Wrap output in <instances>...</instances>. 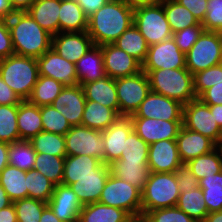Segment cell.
Segmentation results:
<instances>
[{"label": "cell", "mask_w": 222, "mask_h": 222, "mask_svg": "<svg viewBox=\"0 0 222 222\" xmlns=\"http://www.w3.org/2000/svg\"><path fill=\"white\" fill-rule=\"evenodd\" d=\"M134 24V7L126 0H110L88 18L87 33L94 45L114 43Z\"/></svg>", "instance_id": "6da1fadb"}, {"label": "cell", "mask_w": 222, "mask_h": 222, "mask_svg": "<svg viewBox=\"0 0 222 222\" xmlns=\"http://www.w3.org/2000/svg\"><path fill=\"white\" fill-rule=\"evenodd\" d=\"M14 52L38 58L51 48L52 35L41 28L27 12H16L7 20Z\"/></svg>", "instance_id": "7a4b0ae2"}, {"label": "cell", "mask_w": 222, "mask_h": 222, "mask_svg": "<svg viewBox=\"0 0 222 222\" xmlns=\"http://www.w3.org/2000/svg\"><path fill=\"white\" fill-rule=\"evenodd\" d=\"M142 71L147 74L150 89L154 93L177 100L183 105L197 98L193 88V75L187 68Z\"/></svg>", "instance_id": "3957f363"}, {"label": "cell", "mask_w": 222, "mask_h": 222, "mask_svg": "<svg viewBox=\"0 0 222 222\" xmlns=\"http://www.w3.org/2000/svg\"><path fill=\"white\" fill-rule=\"evenodd\" d=\"M0 75L21 100H27L39 76L37 58L13 54L1 59Z\"/></svg>", "instance_id": "277c9868"}, {"label": "cell", "mask_w": 222, "mask_h": 222, "mask_svg": "<svg viewBox=\"0 0 222 222\" xmlns=\"http://www.w3.org/2000/svg\"><path fill=\"white\" fill-rule=\"evenodd\" d=\"M181 194L174 172H150L141 192L142 217L155 209L175 207Z\"/></svg>", "instance_id": "5b68a950"}, {"label": "cell", "mask_w": 222, "mask_h": 222, "mask_svg": "<svg viewBox=\"0 0 222 222\" xmlns=\"http://www.w3.org/2000/svg\"><path fill=\"white\" fill-rule=\"evenodd\" d=\"M99 202L128 212L137 222L142 218L141 191L110 173Z\"/></svg>", "instance_id": "8992f818"}, {"label": "cell", "mask_w": 222, "mask_h": 222, "mask_svg": "<svg viewBox=\"0 0 222 222\" xmlns=\"http://www.w3.org/2000/svg\"><path fill=\"white\" fill-rule=\"evenodd\" d=\"M134 25L139 29L149 46L168 40L173 35L162 4L135 6Z\"/></svg>", "instance_id": "52a82bcc"}, {"label": "cell", "mask_w": 222, "mask_h": 222, "mask_svg": "<svg viewBox=\"0 0 222 222\" xmlns=\"http://www.w3.org/2000/svg\"><path fill=\"white\" fill-rule=\"evenodd\" d=\"M186 68L193 75L222 63L220 32L203 31L185 54Z\"/></svg>", "instance_id": "ba28073f"}, {"label": "cell", "mask_w": 222, "mask_h": 222, "mask_svg": "<svg viewBox=\"0 0 222 222\" xmlns=\"http://www.w3.org/2000/svg\"><path fill=\"white\" fill-rule=\"evenodd\" d=\"M115 85L119 102V116L133 115L151 91L149 78L144 71L132 76L117 78Z\"/></svg>", "instance_id": "9c48e42d"}, {"label": "cell", "mask_w": 222, "mask_h": 222, "mask_svg": "<svg viewBox=\"0 0 222 222\" xmlns=\"http://www.w3.org/2000/svg\"><path fill=\"white\" fill-rule=\"evenodd\" d=\"M64 138L66 156L88 155L104 163L105 142L102 131L76 125L71 127Z\"/></svg>", "instance_id": "30bf717a"}, {"label": "cell", "mask_w": 222, "mask_h": 222, "mask_svg": "<svg viewBox=\"0 0 222 222\" xmlns=\"http://www.w3.org/2000/svg\"><path fill=\"white\" fill-rule=\"evenodd\" d=\"M182 125L210 138L216 144L222 139V129L215 121L209 105L203 103L199 98L183 105Z\"/></svg>", "instance_id": "8fae6325"}, {"label": "cell", "mask_w": 222, "mask_h": 222, "mask_svg": "<svg viewBox=\"0 0 222 222\" xmlns=\"http://www.w3.org/2000/svg\"><path fill=\"white\" fill-rule=\"evenodd\" d=\"M183 104L150 91L138 109L130 117L162 119L165 121H182Z\"/></svg>", "instance_id": "7c38bea8"}, {"label": "cell", "mask_w": 222, "mask_h": 222, "mask_svg": "<svg viewBox=\"0 0 222 222\" xmlns=\"http://www.w3.org/2000/svg\"><path fill=\"white\" fill-rule=\"evenodd\" d=\"M186 68L185 54L173 38L150 45L142 70Z\"/></svg>", "instance_id": "4fadbf2b"}, {"label": "cell", "mask_w": 222, "mask_h": 222, "mask_svg": "<svg viewBox=\"0 0 222 222\" xmlns=\"http://www.w3.org/2000/svg\"><path fill=\"white\" fill-rule=\"evenodd\" d=\"M133 130L148 145L160 140H176L182 121H165L162 119L130 117Z\"/></svg>", "instance_id": "5bb4252c"}, {"label": "cell", "mask_w": 222, "mask_h": 222, "mask_svg": "<svg viewBox=\"0 0 222 222\" xmlns=\"http://www.w3.org/2000/svg\"><path fill=\"white\" fill-rule=\"evenodd\" d=\"M105 74L113 79L128 77L142 71V64L113 43L100 45Z\"/></svg>", "instance_id": "9a60e30c"}, {"label": "cell", "mask_w": 222, "mask_h": 222, "mask_svg": "<svg viewBox=\"0 0 222 222\" xmlns=\"http://www.w3.org/2000/svg\"><path fill=\"white\" fill-rule=\"evenodd\" d=\"M39 75L51 77L64 86L78 84L75 64L60 56L50 48L37 58Z\"/></svg>", "instance_id": "2e32d148"}, {"label": "cell", "mask_w": 222, "mask_h": 222, "mask_svg": "<svg viewBox=\"0 0 222 222\" xmlns=\"http://www.w3.org/2000/svg\"><path fill=\"white\" fill-rule=\"evenodd\" d=\"M93 46L94 43L87 31L60 32L52 36L51 48L74 64Z\"/></svg>", "instance_id": "e0dca14e"}, {"label": "cell", "mask_w": 222, "mask_h": 222, "mask_svg": "<svg viewBox=\"0 0 222 222\" xmlns=\"http://www.w3.org/2000/svg\"><path fill=\"white\" fill-rule=\"evenodd\" d=\"M85 93L80 84L65 86L51 104L70 123L71 126L81 125L85 109Z\"/></svg>", "instance_id": "ac0fdd59"}, {"label": "cell", "mask_w": 222, "mask_h": 222, "mask_svg": "<svg viewBox=\"0 0 222 222\" xmlns=\"http://www.w3.org/2000/svg\"><path fill=\"white\" fill-rule=\"evenodd\" d=\"M133 131L130 116H119L106 130L102 131L105 142L104 163L111 164L120 159L125 140Z\"/></svg>", "instance_id": "d6986e66"}, {"label": "cell", "mask_w": 222, "mask_h": 222, "mask_svg": "<svg viewBox=\"0 0 222 222\" xmlns=\"http://www.w3.org/2000/svg\"><path fill=\"white\" fill-rule=\"evenodd\" d=\"M181 164L176 140H160L149 145L148 168L150 172H175Z\"/></svg>", "instance_id": "ffe728a7"}, {"label": "cell", "mask_w": 222, "mask_h": 222, "mask_svg": "<svg viewBox=\"0 0 222 222\" xmlns=\"http://www.w3.org/2000/svg\"><path fill=\"white\" fill-rule=\"evenodd\" d=\"M47 205L55 216L63 222H78L83 207L72 188L63 184L55 185Z\"/></svg>", "instance_id": "44dd1931"}, {"label": "cell", "mask_w": 222, "mask_h": 222, "mask_svg": "<svg viewBox=\"0 0 222 222\" xmlns=\"http://www.w3.org/2000/svg\"><path fill=\"white\" fill-rule=\"evenodd\" d=\"M110 175V166L103 163L95 168V175H85L70 187L76 193L82 205L99 202L102 190Z\"/></svg>", "instance_id": "7402d4cb"}, {"label": "cell", "mask_w": 222, "mask_h": 222, "mask_svg": "<svg viewBox=\"0 0 222 222\" xmlns=\"http://www.w3.org/2000/svg\"><path fill=\"white\" fill-rule=\"evenodd\" d=\"M176 142L182 163H188L190 160L216 149V143L213 140L183 126L176 137Z\"/></svg>", "instance_id": "603a6c76"}, {"label": "cell", "mask_w": 222, "mask_h": 222, "mask_svg": "<svg viewBox=\"0 0 222 222\" xmlns=\"http://www.w3.org/2000/svg\"><path fill=\"white\" fill-rule=\"evenodd\" d=\"M61 0H34L27 12L36 23L52 36L59 33Z\"/></svg>", "instance_id": "cb8c5ba5"}, {"label": "cell", "mask_w": 222, "mask_h": 222, "mask_svg": "<svg viewBox=\"0 0 222 222\" xmlns=\"http://www.w3.org/2000/svg\"><path fill=\"white\" fill-rule=\"evenodd\" d=\"M86 100L98 102L112 108L119 115V102L115 79L108 75L93 82L82 85Z\"/></svg>", "instance_id": "d4e9b609"}, {"label": "cell", "mask_w": 222, "mask_h": 222, "mask_svg": "<svg viewBox=\"0 0 222 222\" xmlns=\"http://www.w3.org/2000/svg\"><path fill=\"white\" fill-rule=\"evenodd\" d=\"M78 84L93 82L106 76L101 47L94 45L75 63Z\"/></svg>", "instance_id": "484cf974"}, {"label": "cell", "mask_w": 222, "mask_h": 222, "mask_svg": "<svg viewBox=\"0 0 222 222\" xmlns=\"http://www.w3.org/2000/svg\"><path fill=\"white\" fill-rule=\"evenodd\" d=\"M110 166V173L121 180H125L141 192L149 178L150 169L148 162H133L127 160H115Z\"/></svg>", "instance_id": "4316f807"}, {"label": "cell", "mask_w": 222, "mask_h": 222, "mask_svg": "<svg viewBox=\"0 0 222 222\" xmlns=\"http://www.w3.org/2000/svg\"><path fill=\"white\" fill-rule=\"evenodd\" d=\"M78 222H137L128 212L100 202L83 205Z\"/></svg>", "instance_id": "83f0119b"}, {"label": "cell", "mask_w": 222, "mask_h": 222, "mask_svg": "<svg viewBox=\"0 0 222 222\" xmlns=\"http://www.w3.org/2000/svg\"><path fill=\"white\" fill-rule=\"evenodd\" d=\"M17 125L20 140H31L43 131L40 107L22 100L18 105Z\"/></svg>", "instance_id": "f1b7e54d"}, {"label": "cell", "mask_w": 222, "mask_h": 222, "mask_svg": "<svg viewBox=\"0 0 222 222\" xmlns=\"http://www.w3.org/2000/svg\"><path fill=\"white\" fill-rule=\"evenodd\" d=\"M102 164L100 159L88 155L66 156L62 184L70 186L82 176L95 175V168Z\"/></svg>", "instance_id": "f546056e"}, {"label": "cell", "mask_w": 222, "mask_h": 222, "mask_svg": "<svg viewBox=\"0 0 222 222\" xmlns=\"http://www.w3.org/2000/svg\"><path fill=\"white\" fill-rule=\"evenodd\" d=\"M88 29V17L76 0H61L59 13L60 32H83Z\"/></svg>", "instance_id": "4dcf8cb0"}, {"label": "cell", "mask_w": 222, "mask_h": 222, "mask_svg": "<svg viewBox=\"0 0 222 222\" xmlns=\"http://www.w3.org/2000/svg\"><path fill=\"white\" fill-rule=\"evenodd\" d=\"M119 115L98 102L86 100L81 125L99 131L106 130Z\"/></svg>", "instance_id": "1f68e13d"}, {"label": "cell", "mask_w": 222, "mask_h": 222, "mask_svg": "<svg viewBox=\"0 0 222 222\" xmlns=\"http://www.w3.org/2000/svg\"><path fill=\"white\" fill-rule=\"evenodd\" d=\"M26 171L8 164L0 172V184L12 202L27 198Z\"/></svg>", "instance_id": "d6a6232c"}, {"label": "cell", "mask_w": 222, "mask_h": 222, "mask_svg": "<svg viewBox=\"0 0 222 222\" xmlns=\"http://www.w3.org/2000/svg\"><path fill=\"white\" fill-rule=\"evenodd\" d=\"M115 46L133 56L141 64L147 56L149 45L139 29L133 24L114 43Z\"/></svg>", "instance_id": "836d02e7"}, {"label": "cell", "mask_w": 222, "mask_h": 222, "mask_svg": "<svg viewBox=\"0 0 222 222\" xmlns=\"http://www.w3.org/2000/svg\"><path fill=\"white\" fill-rule=\"evenodd\" d=\"M161 4L173 33L190 26L202 25L187 8L176 0H164Z\"/></svg>", "instance_id": "e575fe53"}, {"label": "cell", "mask_w": 222, "mask_h": 222, "mask_svg": "<svg viewBox=\"0 0 222 222\" xmlns=\"http://www.w3.org/2000/svg\"><path fill=\"white\" fill-rule=\"evenodd\" d=\"M176 207L184 211L190 218L196 222H204L209 214L206 208L203 191L200 187L190 192H181Z\"/></svg>", "instance_id": "d590c367"}, {"label": "cell", "mask_w": 222, "mask_h": 222, "mask_svg": "<svg viewBox=\"0 0 222 222\" xmlns=\"http://www.w3.org/2000/svg\"><path fill=\"white\" fill-rule=\"evenodd\" d=\"M64 87L63 84L51 77L39 75L32 93L27 100L39 107L51 105Z\"/></svg>", "instance_id": "8d00e7d4"}, {"label": "cell", "mask_w": 222, "mask_h": 222, "mask_svg": "<svg viewBox=\"0 0 222 222\" xmlns=\"http://www.w3.org/2000/svg\"><path fill=\"white\" fill-rule=\"evenodd\" d=\"M25 180L27 183V198L49 202L55 188V184L51 180L34 168L26 171Z\"/></svg>", "instance_id": "74e56055"}, {"label": "cell", "mask_w": 222, "mask_h": 222, "mask_svg": "<svg viewBox=\"0 0 222 222\" xmlns=\"http://www.w3.org/2000/svg\"><path fill=\"white\" fill-rule=\"evenodd\" d=\"M208 213L222 211V171L199 180Z\"/></svg>", "instance_id": "f35d334b"}, {"label": "cell", "mask_w": 222, "mask_h": 222, "mask_svg": "<svg viewBox=\"0 0 222 222\" xmlns=\"http://www.w3.org/2000/svg\"><path fill=\"white\" fill-rule=\"evenodd\" d=\"M36 152L30 141L20 140L9 144V164L24 171L34 168Z\"/></svg>", "instance_id": "ab89813d"}, {"label": "cell", "mask_w": 222, "mask_h": 222, "mask_svg": "<svg viewBox=\"0 0 222 222\" xmlns=\"http://www.w3.org/2000/svg\"><path fill=\"white\" fill-rule=\"evenodd\" d=\"M29 141L36 153L66 157L65 138L62 135L42 131Z\"/></svg>", "instance_id": "60d3db41"}, {"label": "cell", "mask_w": 222, "mask_h": 222, "mask_svg": "<svg viewBox=\"0 0 222 222\" xmlns=\"http://www.w3.org/2000/svg\"><path fill=\"white\" fill-rule=\"evenodd\" d=\"M65 157L46 153H36L34 169L51 180L55 185L62 184Z\"/></svg>", "instance_id": "b9f144b4"}, {"label": "cell", "mask_w": 222, "mask_h": 222, "mask_svg": "<svg viewBox=\"0 0 222 222\" xmlns=\"http://www.w3.org/2000/svg\"><path fill=\"white\" fill-rule=\"evenodd\" d=\"M187 165L198 180L222 171V159L217 149L190 160Z\"/></svg>", "instance_id": "7bdbcfd3"}, {"label": "cell", "mask_w": 222, "mask_h": 222, "mask_svg": "<svg viewBox=\"0 0 222 222\" xmlns=\"http://www.w3.org/2000/svg\"><path fill=\"white\" fill-rule=\"evenodd\" d=\"M17 115L18 105H0V142L20 141Z\"/></svg>", "instance_id": "ee69618b"}, {"label": "cell", "mask_w": 222, "mask_h": 222, "mask_svg": "<svg viewBox=\"0 0 222 222\" xmlns=\"http://www.w3.org/2000/svg\"><path fill=\"white\" fill-rule=\"evenodd\" d=\"M43 131L65 136L71 129L68 120L52 105L40 106Z\"/></svg>", "instance_id": "f6af8a7d"}, {"label": "cell", "mask_w": 222, "mask_h": 222, "mask_svg": "<svg viewBox=\"0 0 222 222\" xmlns=\"http://www.w3.org/2000/svg\"><path fill=\"white\" fill-rule=\"evenodd\" d=\"M13 204L17 222H39L43 210L48 206L44 201L29 197L17 200Z\"/></svg>", "instance_id": "bcb514c9"}, {"label": "cell", "mask_w": 222, "mask_h": 222, "mask_svg": "<svg viewBox=\"0 0 222 222\" xmlns=\"http://www.w3.org/2000/svg\"><path fill=\"white\" fill-rule=\"evenodd\" d=\"M149 145L133 130L125 140L124 151L119 160L148 162Z\"/></svg>", "instance_id": "7dc6e473"}, {"label": "cell", "mask_w": 222, "mask_h": 222, "mask_svg": "<svg viewBox=\"0 0 222 222\" xmlns=\"http://www.w3.org/2000/svg\"><path fill=\"white\" fill-rule=\"evenodd\" d=\"M222 82V63L193 74V88L198 98L205 90Z\"/></svg>", "instance_id": "c3c4849f"}, {"label": "cell", "mask_w": 222, "mask_h": 222, "mask_svg": "<svg viewBox=\"0 0 222 222\" xmlns=\"http://www.w3.org/2000/svg\"><path fill=\"white\" fill-rule=\"evenodd\" d=\"M140 222H196L178 207L148 211Z\"/></svg>", "instance_id": "681fc988"}, {"label": "cell", "mask_w": 222, "mask_h": 222, "mask_svg": "<svg viewBox=\"0 0 222 222\" xmlns=\"http://www.w3.org/2000/svg\"><path fill=\"white\" fill-rule=\"evenodd\" d=\"M206 9L204 31L222 32V0H208Z\"/></svg>", "instance_id": "f907efd6"}, {"label": "cell", "mask_w": 222, "mask_h": 222, "mask_svg": "<svg viewBox=\"0 0 222 222\" xmlns=\"http://www.w3.org/2000/svg\"><path fill=\"white\" fill-rule=\"evenodd\" d=\"M204 31L202 25L190 26L184 30L173 33L172 38L179 49L186 54Z\"/></svg>", "instance_id": "816d5d0a"}, {"label": "cell", "mask_w": 222, "mask_h": 222, "mask_svg": "<svg viewBox=\"0 0 222 222\" xmlns=\"http://www.w3.org/2000/svg\"><path fill=\"white\" fill-rule=\"evenodd\" d=\"M174 173L180 192H190L199 187V180L192 173L187 163H182Z\"/></svg>", "instance_id": "f5cc1de1"}, {"label": "cell", "mask_w": 222, "mask_h": 222, "mask_svg": "<svg viewBox=\"0 0 222 222\" xmlns=\"http://www.w3.org/2000/svg\"><path fill=\"white\" fill-rule=\"evenodd\" d=\"M15 54L7 20L0 19V60Z\"/></svg>", "instance_id": "db71d44e"}, {"label": "cell", "mask_w": 222, "mask_h": 222, "mask_svg": "<svg viewBox=\"0 0 222 222\" xmlns=\"http://www.w3.org/2000/svg\"><path fill=\"white\" fill-rule=\"evenodd\" d=\"M187 8L197 20L202 23L207 13L208 0H176Z\"/></svg>", "instance_id": "11a10c76"}, {"label": "cell", "mask_w": 222, "mask_h": 222, "mask_svg": "<svg viewBox=\"0 0 222 222\" xmlns=\"http://www.w3.org/2000/svg\"><path fill=\"white\" fill-rule=\"evenodd\" d=\"M198 98L207 105L222 104V82L205 90Z\"/></svg>", "instance_id": "9f6ffc18"}, {"label": "cell", "mask_w": 222, "mask_h": 222, "mask_svg": "<svg viewBox=\"0 0 222 222\" xmlns=\"http://www.w3.org/2000/svg\"><path fill=\"white\" fill-rule=\"evenodd\" d=\"M20 97L3 81L0 75V105H19Z\"/></svg>", "instance_id": "6f0895ef"}, {"label": "cell", "mask_w": 222, "mask_h": 222, "mask_svg": "<svg viewBox=\"0 0 222 222\" xmlns=\"http://www.w3.org/2000/svg\"><path fill=\"white\" fill-rule=\"evenodd\" d=\"M109 1L110 0H76L88 18Z\"/></svg>", "instance_id": "680465c9"}, {"label": "cell", "mask_w": 222, "mask_h": 222, "mask_svg": "<svg viewBox=\"0 0 222 222\" xmlns=\"http://www.w3.org/2000/svg\"><path fill=\"white\" fill-rule=\"evenodd\" d=\"M0 222H17L13 203L0 210Z\"/></svg>", "instance_id": "91938a15"}, {"label": "cell", "mask_w": 222, "mask_h": 222, "mask_svg": "<svg viewBox=\"0 0 222 222\" xmlns=\"http://www.w3.org/2000/svg\"><path fill=\"white\" fill-rule=\"evenodd\" d=\"M15 13L11 0H0V19L8 20Z\"/></svg>", "instance_id": "94428289"}, {"label": "cell", "mask_w": 222, "mask_h": 222, "mask_svg": "<svg viewBox=\"0 0 222 222\" xmlns=\"http://www.w3.org/2000/svg\"><path fill=\"white\" fill-rule=\"evenodd\" d=\"M8 150L9 144L0 142V172L9 164Z\"/></svg>", "instance_id": "6125c7cd"}, {"label": "cell", "mask_w": 222, "mask_h": 222, "mask_svg": "<svg viewBox=\"0 0 222 222\" xmlns=\"http://www.w3.org/2000/svg\"><path fill=\"white\" fill-rule=\"evenodd\" d=\"M34 0H11L12 7L16 12H24L27 11Z\"/></svg>", "instance_id": "be15d7a7"}, {"label": "cell", "mask_w": 222, "mask_h": 222, "mask_svg": "<svg viewBox=\"0 0 222 222\" xmlns=\"http://www.w3.org/2000/svg\"><path fill=\"white\" fill-rule=\"evenodd\" d=\"M39 222H63L60 219H58L54 212L51 210L49 206H47L42 213V216L40 218Z\"/></svg>", "instance_id": "e7e4bbea"}, {"label": "cell", "mask_w": 222, "mask_h": 222, "mask_svg": "<svg viewBox=\"0 0 222 222\" xmlns=\"http://www.w3.org/2000/svg\"><path fill=\"white\" fill-rule=\"evenodd\" d=\"M209 108L211 113L214 114L218 126L222 129V104L209 105Z\"/></svg>", "instance_id": "03108f58"}, {"label": "cell", "mask_w": 222, "mask_h": 222, "mask_svg": "<svg viewBox=\"0 0 222 222\" xmlns=\"http://www.w3.org/2000/svg\"><path fill=\"white\" fill-rule=\"evenodd\" d=\"M13 202L0 184V210L11 205Z\"/></svg>", "instance_id": "003e7915"}, {"label": "cell", "mask_w": 222, "mask_h": 222, "mask_svg": "<svg viewBox=\"0 0 222 222\" xmlns=\"http://www.w3.org/2000/svg\"><path fill=\"white\" fill-rule=\"evenodd\" d=\"M131 6L161 4L164 0H126Z\"/></svg>", "instance_id": "a7ac6f4b"}, {"label": "cell", "mask_w": 222, "mask_h": 222, "mask_svg": "<svg viewBox=\"0 0 222 222\" xmlns=\"http://www.w3.org/2000/svg\"><path fill=\"white\" fill-rule=\"evenodd\" d=\"M204 222H222V211L209 213Z\"/></svg>", "instance_id": "89a4df30"}, {"label": "cell", "mask_w": 222, "mask_h": 222, "mask_svg": "<svg viewBox=\"0 0 222 222\" xmlns=\"http://www.w3.org/2000/svg\"><path fill=\"white\" fill-rule=\"evenodd\" d=\"M216 149L219 151L221 159H222V140H220L217 144H216Z\"/></svg>", "instance_id": "2644e50d"}, {"label": "cell", "mask_w": 222, "mask_h": 222, "mask_svg": "<svg viewBox=\"0 0 222 222\" xmlns=\"http://www.w3.org/2000/svg\"><path fill=\"white\" fill-rule=\"evenodd\" d=\"M220 38H221V59H222V32H220Z\"/></svg>", "instance_id": "8c879c8a"}]
</instances>
